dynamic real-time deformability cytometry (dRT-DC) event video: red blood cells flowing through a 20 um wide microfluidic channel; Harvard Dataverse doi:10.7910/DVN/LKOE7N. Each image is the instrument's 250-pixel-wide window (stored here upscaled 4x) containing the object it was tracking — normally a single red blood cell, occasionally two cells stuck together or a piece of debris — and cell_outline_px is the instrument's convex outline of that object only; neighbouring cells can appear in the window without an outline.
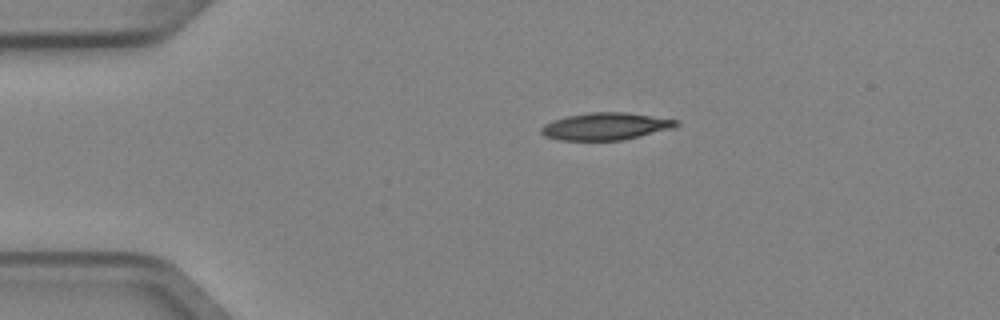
{"species": "Egyptian fruit bat (a non-hibernating species)", "species_latin": "Rousettus aegyptiacus", "temperature_condition": "cold", "stored_images_in_passage": 2, "camera_frame_rate_fps": 3000, "um_per_image_px": 0.085, "animal": {"sex": "female"}, "frame": {"image": 1, "passage_image": 1, "time_ms": 0.0, "image_size_px": [1000, 320], "cell_outline_px": [[680, 124], [676, 128], [624, 140], [556, 140], [544, 136], [540, 132], [540, 128], [544, 124], [552, 120], [568, 116], [592, 112], [624, 112], [680, 120]], "centroid_in_image_um": [51.51, 10.74], "position_along_channel_um": 33.5, "area_um2": 21.68}}